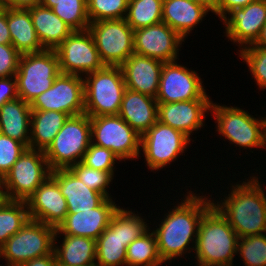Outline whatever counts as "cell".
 I'll return each mask as SVG.
<instances>
[{
    "mask_svg": "<svg viewBox=\"0 0 266 266\" xmlns=\"http://www.w3.org/2000/svg\"><path fill=\"white\" fill-rule=\"evenodd\" d=\"M121 161L117 155L107 148L99 147L91 143L86 150L82 163L87 167L104 172H114L115 161Z\"/></svg>",
    "mask_w": 266,
    "mask_h": 266,
    "instance_id": "obj_39",
    "label": "cell"
},
{
    "mask_svg": "<svg viewBox=\"0 0 266 266\" xmlns=\"http://www.w3.org/2000/svg\"><path fill=\"white\" fill-rule=\"evenodd\" d=\"M257 0H221L217 11L214 13L221 20L227 16L229 12L236 8H243L249 3L255 2Z\"/></svg>",
    "mask_w": 266,
    "mask_h": 266,
    "instance_id": "obj_43",
    "label": "cell"
},
{
    "mask_svg": "<svg viewBox=\"0 0 266 266\" xmlns=\"http://www.w3.org/2000/svg\"><path fill=\"white\" fill-rule=\"evenodd\" d=\"M58 0H40L39 4L47 8H53Z\"/></svg>",
    "mask_w": 266,
    "mask_h": 266,
    "instance_id": "obj_49",
    "label": "cell"
},
{
    "mask_svg": "<svg viewBox=\"0 0 266 266\" xmlns=\"http://www.w3.org/2000/svg\"><path fill=\"white\" fill-rule=\"evenodd\" d=\"M7 25L12 45L20 54L45 50L37 37L28 8L7 7Z\"/></svg>",
    "mask_w": 266,
    "mask_h": 266,
    "instance_id": "obj_28",
    "label": "cell"
},
{
    "mask_svg": "<svg viewBox=\"0 0 266 266\" xmlns=\"http://www.w3.org/2000/svg\"><path fill=\"white\" fill-rule=\"evenodd\" d=\"M52 10L73 31L88 30L87 0H58Z\"/></svg>",
    "mask_w": 266,
    "mask_h": 266,
    "instance_id": "obj_34",
    "label": "cell"
},
{
    "mask_svg": "<svg viewBox=\"0 0 266 266\" xmlns=\"http://www.w3.org/2000/svg\"><path fill=\"white\" fill-rule=\"evenodd\" d=\"M238 235L228 220L212 206L200 221L195 246L198 266H233Z\"/></svg>",
    "mask_w": 266,
    "mask_h": 266,
    "instance_id": "obj_3",
    "label": "cell"
},
{
    "mask_svg": "<svg viewBox=\"0 0 266 266\" xmlns=\"http://www.w3.org/2000/svg\"><path fill=\"white\" fill-rule=\"evenodd\" d=\"M2 185H3V178L0 176V197L2 194Z\"/></svg>",
    "mask_w": 266,
    "mask_h": 266,
    "instance_id": "obj_50",
    "label": "cell"
},
{
    "mask_svg": "<svg viewBox=\"0 0 266 266\" xmlns=\"http://www.w3.org/2000/svg\"><path fill=\"white\" fill-rule=\"evenodd\" d=\"M260 177L231 186L225 199L212 205L228 220L239 238L266 233V193Z\"/></svg>",
    "mask_w": 266,
    "mask_h": 266,
    "instance_id": "obj_2",
    "label": "cell"
},
{
    "mask_svg": "<svg viewBox=\"0 0 266 266\" xmlns=\"http://www.w3.org/2000/svg\"><path fill=\"white\" fill-rule=\"evenodd\" d=\"M51 176L58 182L67 201L68 213H78L98 207L106 197L87 187L68 168L55 169Z\"/></svg>",
    "mask_w": 266,
    "mask_h": 266,
    "instance_id": "obj_24",
    "label": "cell"
},
{
    "mask_svg": "<svg viewBox=\"0 0 266 266\" xmlns=\"http://www.w3.org/2000/svg\"><path fill=\"white\" fill-rule=\"evenodd\" d=\"M135 54L155 58L163 62L176 61L184 39L166 23L134 30Z\"/></svg>",
    "mask_w": 266,
    "mask_h": 266,
    "instance_id": "obj_17",
    "label": "cell"
},
{
    "mask_svg": "<svg viewBox=\"0 0 266 266\" xmlns=\"http://www.w3.org/2000/svg\"><path fill=\"white\" fill-rule=\"evenodd\" d=\"M69 115L53 110H32L29 148L45 151Z\"/></svg>",
    "mask_w": 266,
    "mask_h": 266,
    "instance_id": "obj_30",
    "label": "cell"
},
{
    "mask_svg": "<svg viewBox=\"0 0 266 266\" xmlns=\"http://www.w3.org/2000/svg\"><path fill=\"white\" fill-rule=\"evenodd\" d=\"M60 73L56 50L21 54L15 74L18 97L30 104L53 85Z\"/></svg>",
    "mask_w": 266,
    "mask_h": 266,
    "instance_id": "obj_9",
    "label": "cell"
},
{
    "mask_svg": "<svg viewBox=\"0 0 266 266\" xmlns=\"http://www.w3.org/2000/svg\"><path fill=\"white\" fill-rule=\"evenodd\" d=\"M0 44H12L10 31L7 25V7L0 8Z\"/></svg>",
    "mask_w": 266,
    "mask_h": 266,
    "instance_id": "obj_44",
    "label": "cell"
},
{
    "mask_svg": "<svg viewBox=\"0 0 266 266\" xmlns=\"http://www.w3.org/2000/svg\"><path fill=\"white\" fill-rule=\"evenodd\" d=\"M163 0H129L125 20L133 29L162 22Z\"/></svg>",
    "mask_w": 266,
    "mask_h": 266,
    "instance_id": "obj_33",
    "label": "cell"
},
{
    "mask_svg": "<svg viewBox=\"0 0 266 266\" xmlns=\"http://www.w3.org/2000/svg\"><path fill=\"white\" fill-rule=\"evenodd\" d=\"M31 110L57 111L76 116L84 113V78L60 73L53 85L30 103Z\"/></svg>",
    "mask_w": 266,
    "mask_h": 266,
    "instance_id": "obj_14",
    "label": "cell"
},
{
    "mask_svg": "<svg viewBox=\"0 0 266 266\" xmlns=\"http://www.w3.org/2000/svg\"><path fill=\"white\" fill-rule=\"evenodd\" d=\"M37 37L46 50H55L73 30L51 8L40 4L28 8Z\"/></svg>",
    "mask_w": 266,
    "mask_h": 266,
    "instance_id": "obj_27",
    "label": "cell"
},
{
    "mask_svg": "<svg viewBox=\"0 0 266 266\" xmlns=\"http://www.w3.org/2000/svg\"><path fill=\"white\" fill-rule=\"evenodd\" d=\"M76 177H78L87 187L103 194L106 198H112L107 190L112 182L114 172H104L101 170L87 167L82 162H78L68 168Z\"/></svg>",
    "mask_w": 266,
    "mask_h": 266,
    "instance_id": "obj_37",
    "label": "cell"
},
{
    "mask_svg": "<svg viewBox=\"0 0 266 266\" xmlns=\"http://www.w3.org/2000/svg\"><path fill=\"white\" fill-rule=\"evenodd\" d=\"M63 236V242L60 246L54 240L53 251L58 266H89L96 264V240L82 236Z\"/></svg>",
    "mask_w": 266,
    "mask_h": 266,
    "instance_id": "obj_29",
    "label": "cell"
},
{
    "mask_svg": "<svg viewBox=\"0 0 266 266\" xmlns=\"http://www.w3.org/2000/svg\"><path fill=\"white\" fill-rule=\"evenodd\" d=\"M164 62L132 54L120 67L127 89L156 98Z\"/></svg>",
    "mask_w": 266,
    "mask_h": 266,
    "instance_id": "obj_22",
    "label": "cell"
},
{
    "mask_svg": "<svg viewBox=\"0 0 266 266\" xmlns=\"http://www.w3.org/2000/svg\"><path fill=\"white\" fill-rule=\"evenodd\" d=\"M208 12L203 5L191 0H163L162 22L186 39Z\"/></svg>",
    "mask_w": 266,
    "mask_h": 266,
    "instance_id": "obj_25",
    "label": "cell"
},
{
    "mask_svg": "<svg viewBox=\"0 0 266 266\" xmlns=\"http://www.w3.org/2000/svg\"><path fill=\"white\" fill-rule=\"evenodd\" d=\"M112 198H106L98 207L78 213H68L56 228L54 240L58 235H73L97 240L108 227L114 213L120 206H116Z\"/></svg>",
    "mask_w": 266,
    "mask_h": 266,
    "instance_id": "obj_18",
    "label": "cell"
},
{
    "mask_svg": "<svg viewBox=\"0 0 266 266\" xmlns=\"http://www.w3.org/2000/svg\"><path fill=\"white\" fill-rule=\"evenodd\" d=\"M211 103V100L158 103V121L180 130L190 138L193 131L204 126L205 112L210 111Z\"/></svg>",
    "mask_w": 266,
    "mask_h": 266,
    "instance_id": "obj_21",
    "label": "cell"
},
{
    "mask_svg": "<svg viewBox=\"0 0 266 266\" xmlns=\"http://www.w3.org/2000/svg\"><path fill=\"white\" fill-rule=\"evenodd\" d=\"M91 143V117L85 113L69 116L44 151L50 169L69 168L82 162Z\"/></svg>",
    "mask_w": 266,
    "mask_h": 266,
    "instance_id": "obj_6",
    "label": "cell"
},
{
    "mask_svg": "<svg viewBox=\"0 0 266 266\" xmlns=\"http://www.w3.org/2000/svg\"><path fill=\"white\" fill-rule=\"evenodd\" d=\"M51 171L43 151L27 148L4 176L1 197L26 202Z\"/></svg>",
    "mask_w": 266,
    "mask_h": 266,
    "instance_id": "obj_8",
    "label": "cell"
},
{
    "mask_svg": "<svg viewBox=\"0 0 266 266\" xmlns=\"http://www.w3.org/2000/svg\"><path fill=\"white\" fill-rule=\"evenodd\" d=\"M187 193L181 203H177L172 211L164 215L166 217L161 219L159 228L151 230L157 239L159 256L165 263L182 257L185 252L190 254L195 250L202 216L213 206L211 198L208 200L206 195L197 196L200 194L191 191ZM190 243H194L193 247L189 245Z\"/></svg>",
    "mask_w": 266,
    "mask_h": 266,
    "instance_id": "obj_1",
    "label": "cell"
},
{
    "mask_svg": "<svg viewBox=\"0 0 266 266\" xmlns=\"http://www.w3.org/2000/svg\"><path fill=\"white\" fill-rule=\"evenodd\" d=\"M26 149L23 143L0 133V176L2 178Z\"/></svg>",
    "mask_w": 266,
    "mask_h": 266,
    "instance_id": "obj_40",
    "label": "cell"
},
{
    "mask_svg": "<svg viewBox=\"0 0 266 266\" xmlns=\"http://www.w3.org/2000/svg\"><path fill=\"white\" fill-rule=\"evenodd\" d=\"M260 89H266V48L247 46L239 50Z\"/></svg>",
    "mask_w": 266,
    "mask_h": 266,
    "instance_id": "obj_38",
    "label": "cell"
},
{
    "mask_svg": "<svg viewBox=\"0 0 266 266\" xmlns=\"http://www.w3.org/2000/svg\"><path fill=\"white\" fill-rule=\"evenodd\" d=\"M221 21L225 36L239 44L240 49L252 45L266 24V0H257L243 8L233 9Z\"/></svg>",
    "mask_w": 266,
    "mask_h": 266,
    "instance_id": "obj_19",
    "label": "cell"
},
{
    "mask_svg": "<svg viewBox=\"0 0 266 266\" xmlns=\"http://www.w3.org/2000/svg\"><path fill=\"white\" fill-rule=\"evenodd\" d=\"M237 253L245 266H266V233L239 238Z\"/></svg>",
    "mask_w": 266,
    "mask_h": 266,
    "instance_id": "obj_35",
    "label": "cell"
},
{
    "mask_svg": "<svg viewBox=\"0 0 266 266\" xmlns=\"http://www.w3.org/2000/svg\"><path fill=\"white\" fill-rule=\"evenodd\" d=\"M22 266H58L54 251L45 256L34 258L25 262Z\"/></svg>",
    "mask_w": 266,
    "mask_h": 266,
    "instance_id": "obj_45",
    "label": "cell"
},
{
    "mask_svg": "<svg viewBox=\"0 0 266 266\" xmlns=\"http://www.w3.org/2000/svg\"><path fill=\"white\" fill-rule=\"evenodd\" d=\"M29 220L27 202L0 197V247Z\"/></svg>",
    "mask_w": 266,
    "mask_h": 266,
    "instance_id": "obj_31",
    "label": "cell"
},
{
    "mask_svg": "<svg viewBox=\"0 0 266 266\" xmlns=\"http://www.w3.org/2000/svg\"><path fill=\"white\" fill-rule=\"evenodd\" d=\"M249 46H255V47H264L266 48V24L263 26V28L260 31V34L256 41Z\"/></svg>",
    "mask_w": 266,
    "mask_h": 266,
    "instance_id": "obj_48",
    "label": "cell"
},
{
    "mask_svg": "<svg viewBox=\"0 0 266 266\" xmlns=\"http://www.w3.org/2000/svg\"><path fill=\"white\" fill-rule=\"evenodd\" d=\"M149 231L128 245L126 266H160L164 263L158 253L156 236Z\"/></svg>",
    "mask_w": 266,
    "mask_h": 266,
    "instance_id": "obj_32",
    "label": "cell"
},
{
    "mask_svg": "<svg viewBox=\"0 0 266 266\" xmlns=\"http://www.w3.org/2000/svg\"><path fill=\"white\" fill-rule=\"evenodd\" d=\"M55 50L64 74L82 76L105 66L89 30L73 31Z\"/></svg>",
    "mask_w": 266,
    "mask_h": 266,
    "instance_id": "obj_16",
    "label": "cell"
},
{
    "mask_svg": "<svg viewBox=\"0 0 266 266\" xmlns=\"http://www.w3.org/2000/svg\"><path fill=\"white\" fill-rule=\"evenodd\" d=\"M31 220L57 228L68 214L67 201L50 175L26 201Z\"/></svg>",
    "mask_w": 266,
    "mask_h": 266,
    "instance_id": "obj_20",
    "label": "cell"
},
{
    "mask_svg": "<svg viewBox=\"0 0 266 266\" xmlns=\"http://www.w3.org/2000/svg\"><path fill=\"white\" fill-rule=\"evenodd\" d=\"M21 54L12 44H0V78L15 76Z\"/></svg>",
    "mask_w": 266,
    "mask_h": 266,
    "instance_id": "obj_41",
    "label": "cell"
},
{
    "mask_svg": "<svg viewBox=\"0 0 266 266\" xmlns=\"http://www.w3.org/2000/svg\"><path fill=\"white\" fill-rule=\"evenodd\" d=\"M126 85L120 66H104L85 75L84 113L90 117L118 115Z\"/></svg>",
    "mask_w": 266,
    "mask_h": 266,
    "instance_id": "obj_5",
    "label": "cell"
},
{
    "mask_svg": "<svg viewBox=\"0 0 266 266\" xmlns=\"http://www.w3.org/2000/svg\"><path fill=\"white\" fill-rule=\"evenodd\" d=\"M190 141L180 130L157 121L141 136L140 149L149 169L158 171L182 155Z\"/></svg>",
    "mask_w": 266,
    "mask_h": 266,
    "instance_id": "obj_13",
    "label": "cell"
},
{
    "mask_svg": "<svg viewBox=\"0 0 266 266\" xmlns=\"http://www.w3.org/2000/svg\"><path fill=\"white\" fill-rule=\"evenodd\" d=\"M203 5L207 10L215 13L219 7L221 0H191Z\"/></svg>",
    "mask_w": 266,
    "mask_h": 266,
    "instance_id": "obj_47",
    "label": "cell"
},
{
    "mask_svg": "<svg viewBox=\"0 0 266 266\" xmlns=\"http://www.w3.org/2000/svg\"><path fill=\"white\" fill-rule=\"evenodd\" d=\"M31 112L30 104L19 97L7 101L0 107V133L29 148Z\"/></svg>",
    "mask_w": 266,
    "mask_h": 266,
    "instance_id": "obj_26",
    "label": "cell"
},
{
    "mask_svg": "<svg viewBox=\"0 0 266 266\" xmlns=\"http://www.w3.org/2000/svg\"><path fill=\"white\" fill-rule=\"evenodd\" d=\"M105 66H121L134 54V30L125 18L91 22L88 26Z\"/></svg>",
    "mask_w": 266,
    "mask_h": 266,
    "instance_id": "obj_12",
    "label": "cell"
},
{
    "mask_svg": "<svg viewBox=\"0 0 266 266\" xmlns=\"http://www.w3.org/2000/svg\"><path fill=\"white\" fill-rule=\"evenodd\" d=\"M157 113L156 98L126 88L118 115L140 136L158 121Z\"/></svg>",
    "mask_w": 266,
    "mask_h": 266,
    "instance_id": "obj_23",
    "label": "cell"
},
{
    "mask_svg": "<svg viewBox=\"0 0 266 266\" xmlns=\"http://www.w3.org/2000/svg\"><path fill=\"white\" fill-rule=\"evenodd\" d=\"M148 230L149 226L145 219L133 213L132 210L119 207L108 227L96 240V264L126 266L128 245Z\"/></svg>",
    "mask_w": 266,
    "mask_h": 266,
    "instance_id": "obj_4",
    "label": "cell"
},
{
    "mask_svg": "<svg viewBox=\"0 0 266 266\" xmlns=\"http://www.w3.org/2000/svg\"><path fill=\"white\" fill-rule=\"evenodd\" d=\"M91 141L107 148L122 161L137 159L141 136L119 115L91 117Z\"/></svg>",
    "mask_w": 266,
    "mask_h": 266,
    "instance_id": "obj_11",
    "label": "cell"
},
{
    "mask_svg": "<svg viewBox=\"0 0 266 266\" xmlns=\"http://www.w3.org/2000/svg\"><path fill=\"white\" fill-rule=\"evenodd\" d=\"M2 7L29 8L38 5L40 0H1Z\"/></svg>",
    "mask_w": 266,
    "mask_h": 266,
    "instance_id": "obj_46",
    "label": "cell"
},
{
    "mask_svg": "<svg viewBox=\"0 0 266 266\" xmlns=\"http://www.w3.org/2000/svg\"><path fill=\"white\" fill-rule=\"evenodd\" d=\"M202 83L195 70L177 64V61L164 62L156 100L158 103L212 100Z\"/></svg>",
    "mask_w": 266,
    "mask_h": 266,
    "instance_id": "obj_15",
    "label": "cell"
},
{
    "mask_svg": "<svg viewBox=\"0 0 266 266\" xmlns=\"http://www.w3.org/2000/svg\"><path fill=\"white\" fill-rule=\"evenodd\" d=\"M55 232V227L30 219L0 247V258L5 259L6 266H22L49 255L54 250Z\"/></svg>",
    "mask_w": 266,
    "mask_h": 266,
    "instance_id": "obj_10",
    "label": "cell"
},
{
    "mask_svg": "<svg viewBox=\"0 0 266 266\" xmlns=\"http://www.w3.org/2000/svg\"><path fill=\"white\" fill-rule=\"evenodd\" d=\"M16 98H18V91L15 76L0 78V107Z\"/></svg>",
    "mask_w": 266,
    "mask_h": 266,
    "instance_id": "obj_42",
    "label": "cell"
},
{
    "mask_svg": "<svg viewBox=\"0 0 266 266\" xmlns=\"http://www.w3.org/2000/svg\"><path fill=\"white\" fill-rule=\"evenodd\" d=\"M129 0H87L90 23L125 18Z\"/></svg>",
    "mask_w": 266,
    "mask_h": 266,
    "instance_id": "obj_36",
    "label": "cell"
},
{
    "mask_svg": "<svg viewBox=\"0 0 266 266\" xmlns=\"http://www.w3.org/2000/svg\"><path fill=\"white\" fill-rule=\"evenodd\" d=\"M217 129L231 144L243 148H266V117L255 118L248 111L233 106L211 103Z\"/></svg>",
    "mask_w": 266,
    "mask_h": 266,
    "instance_id": "obj_7",
    "label": "cell"
}]
</instances>
